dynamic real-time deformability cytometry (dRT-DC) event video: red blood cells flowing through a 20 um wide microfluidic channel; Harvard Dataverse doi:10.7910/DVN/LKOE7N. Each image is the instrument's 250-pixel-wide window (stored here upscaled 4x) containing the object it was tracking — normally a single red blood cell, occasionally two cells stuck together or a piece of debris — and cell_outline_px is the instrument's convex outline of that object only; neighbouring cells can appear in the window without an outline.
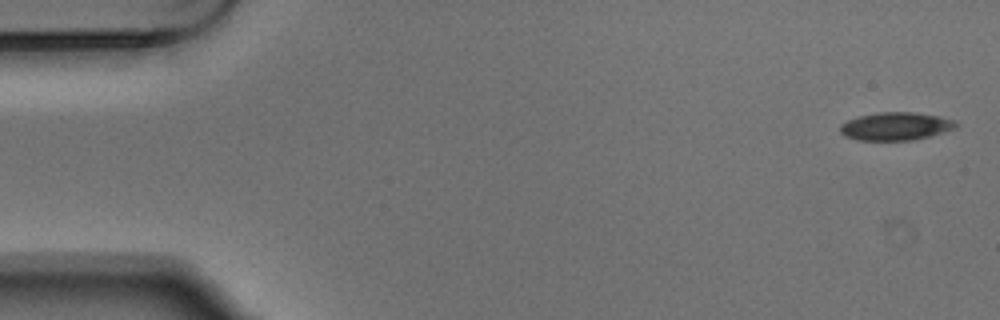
{"species": "Egyptian fruit bat (a non-hibernating species)", "species_latin": "Rousettus aegyptiacus", "temperature_condition": "warm", "stored_images_in_passage": 5, "camera_frame_rate_fps": 3000, "um_per_image_px": 0.085, "animal": {"sex": "male"}, "frame": {"image": 1, "passage_image": 1, "time_ms": 0.0, "image_size_px": [1000, 320], "cell_outline_px": [[956, 128], [944, 132], [912, 140], [856, 140], [844, 136], [840, 132], [840, 124], [848, 120], [860, 116], [880, 112], [912, 112], [940, 116], [956, 120]], "centroid_in_image_um": [76.13, 10.73], "position_along_channel_um": 8.9, "area_um2": 18.84}}
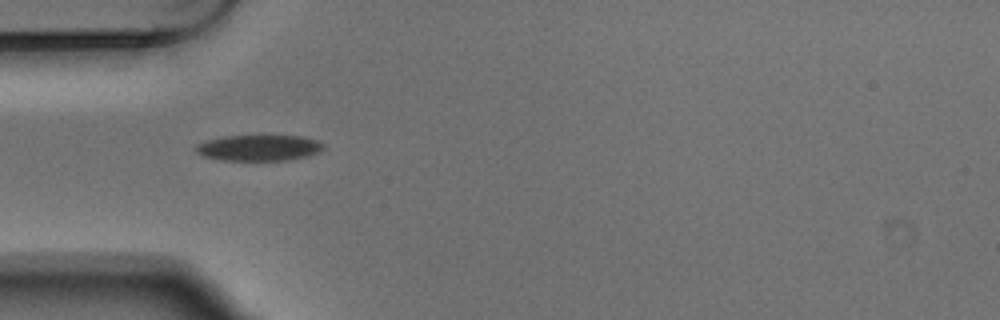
{"frame": {"image": 2, "passage_image": 4, "time_ms": 1.0, "image_size_px": [1000, 320], "cell_outline_px": [[324, 148], [320, 152], [308, 156], [288, 160], [224, 160], [204, 156], [196, 152], [196, 144], [208, 140], [224, 136], [260, 132], [300, 136], [316, 140], [324, 144]], "centroid_in_image_um": [22.05, 12.5], "position_along_channel_um": 63.0, "area_um2": 20.23}}
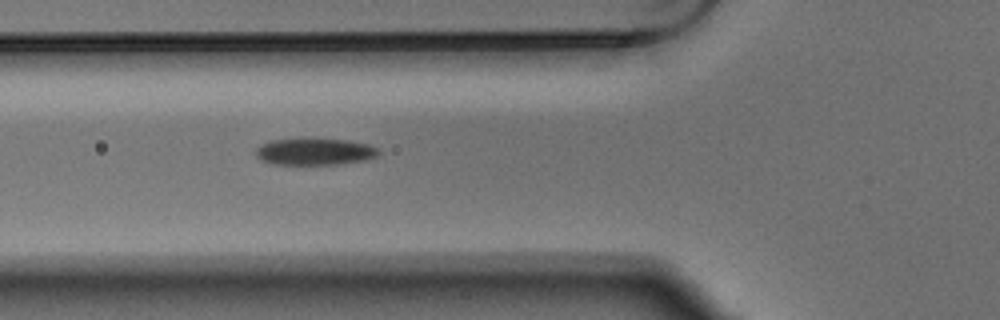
{"frame": {"image": 3, "passage_image": 5, "time_ms": 1.333, "image_size_px": [1000, 320], "cell_outline_px": [[380, 152], [376, 156], [364, 160], [340, 164], [272, 164], [260, 160], [252, 152], [260, 144], [268, 140], [300, 136], [348, 140], [368, 144], [380, 148]], "centroid_in_image_um": [26.67, 12.84], "position_along_channel_um": 99.1, "area_um2": 20.17}}